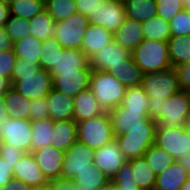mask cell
<instances>
[{"label": "cell", "instance_id": "cell-1", "mask_svg": "<svg viewBox=\"0 0 190 190\" xmlns=\"http://www.w3.org/2000/svg\"><path fill=\"white\" fill-rule=\"evenodd\" d=\"M141 86L149 97V118L155 120L161 116L162 105L166 99L180 90L174 68L143 74Z\"/></svg>", "mask_w": 190, "mask_h": 190}, {"label": "cell", "instance_id": "cell-2", "mask_svg": "<svg viewBox=\"0 0 190 190\" xmlns=\"http://www.w3.org/2000/svg\"><path fill=\"white\" fill-rule=\"evenodd\" d=\"M131 55L143 74L172 68L167 41L143 39Z\"/></svg>", "mask_w": 190, "mask_h": 190}, {"label": "cell", "instance_id": "cell-3", "mask_svg": "<svg viewBox=\"0 0 190 190\" xmlns=\"http://www.w3.org/2000/svg\"><path fill=\"white\" fill-rule=\"evenodd\" d=\"M90 89L105 112L121 105L127 87L114 75L105 71H92Z\"/></svg>", "mask_w": 190, "mask_h": 190}, {"label": "cell", "instance_id": "cell-4", "mask_svg": "<svg viewBox=\"0 0 190 190\" xmlns=\"http://www.w3.org/2000/svg\"><path fill=\"white\" fill-rule=\"evenodd\" d=\"M157 125L155 119L147 118L144 126H136L125 134L115 136L127 160L143 157L149 147L154 144Z\"/></svg>", "mask_w": 190, "mask_h": 190}, {"label": "cell", "instance_id": "cell-5", "mask_svg": "<svg viewBox=\"0 0 190 190\" xmlns=\"http://www.w3.org/2000/svg\"><path fill=\"white\" fill-rule=\"evenodd\" d=\"M76 124L77 141L85 143L91 149H99L115 138L111 117L108 112L76 122Z\"/></svg>", "mask_w": 190, "mask_h": 190}, {"label": "cell", "instance_id": "cell-6", "mask_svg": "<svg viewBox=\"0 0 190 190\" xmlns=\"http://www.w3.org/2000/svg\"><path fill=\"white\" fill-rule=\"evenodd\" d=\"M12 88L30 100L46 97L53 89L49 71L39 68L35 73L12 75Z\"/></svg>", "mask_w": 190, "mask_h": 190}, {"label": "cell", "instance_id": "cell-7", "mask_svg": "<svg viewBox=\"0 0 190 190\" xmlns=\"http://www.w3.org/2000/svg\"><path fill=\"white\" fill-rule=\"evenodd\" d=\"M130 54L128 50L113 40L103 50L89 58V67L92 71H105L112 74L121 81V68L124 64H128Z\"/></svg>", "mask_w": 190, "mask_h": 190}, {"label": "cell", "instance_id": "cell-8", "mask_svg": "<svg viewBox=\"0 0 190 190\" xmlns=\"http://www.w3.org/2000/svg\"><path fill=\"white\" fill-rule=\"evenodd\" d=\"M190 109V91L179 90L166 99L162 105L161 116L157 124L164 128H182Z\"/></svg>", "mask_w": 190, "mask_h": 190}, {"label": "cell", "instance_id": "cell-9", "mask_svg": "<svg viewBox=\"0 0 190 190\" xmlns=\"http://www.w3.org/2000/svg\"><path fill=\"white\" fill-rule=\"evenodd\" d=\"M88 25L86 16L77 12L63 21L56 22L53 37L63 48L82 50L83 36Z\"/></svg>", "mask_w": 190, "mask_h": 190}, {"label": "cell", "instance_id": "cell-10", "mask_svg": "<svg viewBox=\"0 0 190 190\" xmlns=\"http://www.w3.org/2000/svg\"><path fill=\"white\" fill-rule=\"evenodd\" d=\"M32 121L7 118L0 124V141L11 144L25 153L31 152Z\"/></svg>", "mask_w": 190, "mask_h": 190}, {"label": "cell", "instance_id": "cell-11", "mask_svg": "<svg viewBox=\"0 0 190 190\" xmlns=\"http://www.w3.org/2000/svg\"><path fill=\"white\" fill-rule=\"evenodd\" d=\"M154 145L168 152L174 160L190 152V131L182 128L168 129L157 125Z\"/></svg>", "mask_w": 190, "mask_h": 190}, {"label": "cell", "instance_id": "cell-12", "mask_svg": "<svg viewBox=\"0 0 190 190\" xmlns=\"http://www.w3.org/2000/svg\"><path fill=\"white\" fill-rule=\"evenodd\" d=\"M94 149L85 143L76 141L64 155L61 178L72 179L77 173L91 170L93 167Z\"/></svg>", "mask_w": 190, "mask_h": 190}, {"label": "cell", "instance_id": "cell-13", "mask_svg": "<svg viewBox=\"0 0 190 190\" xmlns=\"http://www.w3.org/2000/svg\"><path fill=\"white\" fill-rule=\"evenodd\" d=\"M90 24L104 27L114 33L126 19L124 4L119 0H105L96 10L86 16Z\"/></svg>", "mask_w": 190, "mask_h": 190}, {"label": "cell", "instance_id": "cell-14", "mask_svg": "<svg viewBox=\"0 0 190 190\" xmlns=\"http://www.w3.org/2000/svg\"><path fill=\"white\" fill-rule=\"evenodd\" d=\"M93 164L101 170L109 180L127 161L123 156L119 142L114 138L109 144L96 149L94 152Z\"/></svg>", "mask_w": 190, "mask_h": 190}, {"label": "cell", "instance_id": "cell-15", "mask_svg": "<svg viewBox=\"0 0 190 190\" xmlns=\"http://www.w3.org/2000/svg\"><path fill=\"white\" fill-rule=\"evenodd\" d=\"M91 73L90 68H83L77 72L51 74L53 89L74 98L81 90L90 87Z\"/></svg>", "mask_w": 190, "mask_h": 190}, {"label": "cell", "instance_id": "cell-16", "mask_svg": "<svg viewBox=\"0 0 190 190\" xmlns=\"http://www.w3.org/2000/svg\"><path fill=\"white\" fill-rule=\"evenodd\" d=\"M37 165L46 179L61 178L62 162L65 152L49 145L32 152Z\"/></svg>", "mask_w": 190, "mask_h": 190}, {"label": "cell", "instance_id": "cell-17", "mask_svg": "<svg viewBox=\"0 0 190 190\" xmlns=\"http://www.w3.org/2000/svg\"><path fill=\"white\" fill-rule=\"evenodd\" d=\"M13 176L29 186L41 185L48 182L31 152L25 153L20 158L13 169Z\"/></svg>", "mask_w": 190, "mask_h": 190}, {"label": "cell", "instance_id": "cell-18", "mask_svg": "<svg viewBox=\"0 0 190 190\" xmlns=\"http://www.w3.org/2000/svg\"><path fill=\"white\" fill-rule=\"evenodd\" d=\"M111 117L114 135H122L136 126H144V121L149 118L148 112L125 111L118 106L108 112Z\"/></svg>", "mask_w": 190, "mask_h": 190}, {"label": "cell", "instance_id": "cell-19", "mask_svg": "<svg viewBox=\"0 0 190 190\" xmlns=\"http://www.w3.org/2000/svg\"><path fill=\"white\" fill-rule=\"evenodd\" d=\"M74 121H84L105 113L89 88L81 90L74 98Z\"/></svg>", "mask_w": 190, "mask_h": 190}, {"label": "cell", "instance_id": "cell-20", "mask_svg": "<svg viewBox=\"0 0 190 190\" xmlns=\"http://www.w3.org/2000/svg\"><path fill=\"white\" fill-rule=\"evenodd\" d=\"M90 68L89 58L82 50L63 48L58 54L54 67L49 71L50 74H61L77 72L79 69Z\"/></svg>", "mask_w": 190, "mask_h": 190}, {"label": "cell", "instance_id": "cell-21", "mask_svg": "<svg viewBox=\"0 0 190 190\" xmlns=\"http://www.w3.org/2000/svg\"><path fill=\"white\" fill-rule=\"evenodd\" d=\"M113 37L114 41L131 53L144 39L142 23L126 17L123 25L113 33Z\"/></svg>", "mask_w": 190, "mask_h": 190}, {"label": "cell", "instance_id": "cell-22", "mask_svg": "<svg viewBox=\"0 0 190 190\" xmlns=\"http://www.w3.org/2000/svg\"><path fill=\"white\" fill-rule=\"evenodd\" d=\"M113 40V33L102 26L89 23L83 36L82 51L90 58L96 52L103 50Z\"/></svg>", "mask_w": 190, "mask_h": 190}, {"label": "cell", "instance_id": "cell-23", "mask_svg": "<svg viewBox=\"0 0 190 190\" xmlns=\"http://www.w3.org/2000/svg\"><path fill=\"white\" fill-rule=\"evenodd\" d=\"M49 118L53 121L74 120V102L71 96L52 89L46 96Z\"/></svg>", "mask_w": 190, "mask_h": 190}, {"label": "cell", "instance_id": "cell-24", "mask_svg": "<svg viewBox=\"0 0 190 190\" xmlns=\"http://www.w3.org/2000/svg\"><path fill=\"white\" fill-rule=\"evenodd\" d=\"M189 176L190 174L175 160L162 173L156 175L153 190H180Z\"/></svg>", "mask_w": 190, "mask_h": 190}, {"label": "cell", "instance_id": "cell-25", "mask_svg": "<svg viewBox=\"0 0 190 190\" xmlns=\"http://www.w3.org/2000/svg\"><path fill=\"white\" fill-rule=\"evenodd\" d=\"M77 141V124L74 120L54 121L51 146L66 152Z\"/></svg>", "mask_w": 190, "mask_h": 190}, {"label": "cell", "instance_id": "cell-26", "mask_svg": "<svg viewBox=\"0 0 190 190\" xmlns=\"http://www.w3.org/2000/svg\"><path fill=\"white\" fill-rule=\"evenodd\" d=\"M3 102L8 116L18 119H29L30 99H27L12 87L3 95Z\"/></svg>", "mask_w": 190, "mask_h": 190}, {"label": "cell", "instance_id": "cell-27", "mask_svg": "<svg viewBox=\"0 0 190 190\" xmlns=\"http://www.w3.org/2000/svg\"><path fill=\"white\" fill-rule=\"evenodd\" d=\"M30 35L35 39L44 41L52 38L56 31V22L49 15L46 9L42 10L34 18L30 20Z\"/></svg>", "mask_w": 190, "mask_h": 190}, {"label": "cell", "instance_id": "cell-28", "mask_svg": "<svg viewBox=\"0 0 190 190\" xmlns=\"http://www.w3.org/2000/svg\"><path fill=\"white\" fill-rule=\"evenodd\" d=\"M124 6L126 17L141 23L157 15L155 0H129Z\"/></svg>", "mask_w": 190, "mask_h": 190}, {"label": "cell", "instance_id": "cell-29", "mask_svg": "<svg viewBox=\"0 0 190 190\" xmlns=\"http://www.w3.org/2000/svg\"><path fill=\"white\" fill-rule=\"evenodd\" d=\"M42 48V41L35 39L31 35L13 42V51L17 59L26 61L39 63Z\"/></svg>", "mask_w": 190, "mask_h": 190}, {"label": "cell", "instance_id": "cell-30", "mask_svg": "<svg viewBox=\"0 0 190 190\" xmlns=\"http://www.w3.org/2000/svg\"><path fill=\"white\" fill-rule=\"evenodd\" d=\"M54 121L50 118L32 121L31 153L51 145Z\"/></svg>", "mask_w": 190, "mask_h": 190}, {"label": "cell", "instance_id": "cell-31", "mask_svg": "<svg viewBox=\"0 0 190 190\" xmlns=\"http://www.w3.org/2000/svg\"><path fill=\"white\" fill-rule=\"evenodd\" d=\"M167 43L172 68L190 62V36L171 37Z\"/></svg>", "mask_w": 190, "mask_h": 190}, {"label": "cell", "instance_id": "cell-32", "mask_svg": "<svg viewBox=\"0 0 190 190\" xmlns=\"http://www.w3.org/2000/svg\"><path fill=\"white\" fill-rule=\"evenodd\" d=\"M132 164L134 179L140 190H153L156 182V175L143 158L129 160Z\"/></svg>", "mask_w": 190, "mask_h": 190}, {"label": "cell", "instance_id": "cell-33", "mask_svg": "<svg viewBox=\"0 0 190 190\" xmlns=\"http://www.w3.org/2000/svg\"><path fill=\"white\" fill-rule=\"evenodd\" d=\"M148 101V95L139 85L127 88L120 106L125 111L148 112Z\"/></svg>", "mask_w": 190, "mask_h": 190}, {"label": "cell", "instance_id": "cell-34", "mask_svg": "<svg viewBox=\"0 0 190 190\" xmlns=\"http://www.w3.org/2000/svg\"><path fill=\"white\" fill-rule=\"evenodd\" d=\"M144 39L168 41L171 38L170 23L159 16L142 22Z\"/></svg>", "mask_w": 190, "mask_h": 190}, {"label": "cell", "instance_id": "cell-35", "mask_svg": "<svg viewBox=\"0 0 190 190\" xmlns=\"http://www.w3.org/2000/svg\"><path fill=\"white\" fill-rule=\"evenodd\" d=\"M72 180L78 184L79 190H97L109 181L108 177L95 165L91 170L77 173Z\"/></svg>", "mask_w": 190, "mask_h": 190}, {"label": "cell", "instance_id": "cell-36", "mask_svg": "<svg viewBox=\"0 0 190 190\" xmlns=\"http://www.w3.org/2000/svg\"><path fill=\"white\" fill-rule=\"evenodd\" d=\"M143 158L155 175L162 173L175 161L168 152L154 144L144 153Z\"/></svg>", "mask_w": 190, "mask_h": 190}, {"label": "cell", "instance_id": "cell-37", "mask_svg": "<svg viewBox=\"0 0 190 190\" xmlns=\"http://www.w3.org/2000/svg\"><path fill=\"white\" fill-rule=\"evenodd\" d=\"M45 9L55 22L63 21L77 13L75 0H48Z\"/></svg>", "mask_w": 190, "mask_h": 190}, {"label": "cell", "instance_id": "cell-38", "mask_svg": "<svg viewBox=\"0 0 190 190\" xmlns=\"http://www.w3.org/2000/svg\"><path fill=\"white\" fill-rule=\"evenodd\" d=\"M10 15L30 20L45 9L39 0H15L10 6Z\"/></svg>", "mask_w": 190, "mask_h": 190}, {"label": "cell", "instance_id": "cell-39", "mask_svg": "<svg viewBox=\"0 0 190 190\" xmlns=\"http://www.w3.org/2000/svg\"><path fill=\"white\" fill-rule=\"evenodd\" d=\"M42 45L39 66L44 70L50 71L56 63L58 54L62 53L63 47L54 37L42 41Z\"/></svg>", "mask_w": 190, "mask_h": 190}, {"label": "cell", "instance_id": "cell-40", "mask_svg": "<svg viewBox=\"0 0 190 190\" xmlns=\"http://www.w3.org/2000/svg\"><path fill=\"white\" fill-rule=\"evenodd\" d=\"M132 164L127 160L122 167L116 172L111 181L120 190H140L134 179Z\"/></svg>", "mask_w": 190, "mask_h": 190}, {"label": "cell", "instance_id": "cell-41", "mask_svg": "<svg viewBox=\"0 0 190 190\" xmlns=\"http://www.w3.org/2000/svg\"><path fill=\"white\" fill-rule=\"evenodd\" d=\"M30 21L18 16L10 15L5 23V30L13 42L30 35Z\"/></svg>", "mask_w": 190, "mask_h": 190}, {"label": "cell", "instance_id": "cell-42", "mask_svg": "<svg viewBox=\"0 0 190 190\" xmlns=\"http://www.w3.org/2000/svg\"><path fill=\"white\" fill-rule=\"evenodd\" d=\"M142 70L134 62L132 55L128 56V64L121 68V82L128 88L139 86L142 83Z\"/></svg>", "mask_w": 190, "mask_h": 190}, {"label": "cell", "instance_id": "cell-43", "mask_svg": "<svg viewBox=\"0 0 190 190\" xmlns=\"http://www.w3.org/2000/svg\"><path fill=\"white\" fill-rule=\"evenodd\" d=\"M171 37L190 36V12L182 9L170 22Z\"/></svg>", "mask_w": 190, "mask_h": 190}, {"label": "cell", "instance_id": "cell-44", "mask_svg": "<svg viewBox=\"0 0 190 190\" xmlns=\"http://www.w3.org/2000/svg\"><path fill=\"white\" fill-rule=\"evenodd\" d=\"M157 5V16L170 22L182 9L179 0H155Z\"/></svg>", "mask_w": 190, "mask_h": 190}, {"label": "cell", "instance_id": "cell-45", "mask_svg": "<svg viewBox=\"0 0 190 190\" xmlns=\"http://www.w3.org/2000/svg\"><path fill=\"white\" fill-rule=\"evenodd\" d=\"M49 111L46 97L31 100L29 107V120L37 121L49 118Z\"/></svg>", "mask_w": 190, "mask_h": 190}, {"label": "cell", "instance_id": "cell-46", "mask_svg": "<svg viewBox=\"0 0 190 190\" xmlns=\"http://www.w3.org/2000/svg\"><path fill=\"white\" fill-rule=\"evenodd\" d=\"M24 154L19 148L0 141V157L10 165L12 171Z\"/></svg>", "mask_w": 190, "mask_h": 190}, {"label": "cell", "instance_id": "cell-47", "mask_svg": "<svg viewBox=\"0 0 190 190\" xmlns=\"http://www.w3.org/2000/svg\"><path fill=\"white\" fill-rule=\"evenodd\" d=\"M16 60L17 57L13 49L0 51V76L6 77L11 81Z\"/></svg>", "mask_w": 190, "mask_h": 190}, {"label": "cell", "instance_id": "cell-48", "mask_svg": "<svg viewBox=\"0 0 190 190\" xmlns=\"http://www.w3.org/2000/svg\"><path fill=\"white\" fill-rule=\"evenodd\" d=\"M180 90L190 91V62L183 63L174 67Z\"/></svg>", "mask_w": 190, "mask_h": 190}, {"label": "cell", "instance_id": "cell-49", "mask_svg": "<svg viewBox=\"0 0 190 190\" xmlns=\"http://www.w3.org/2000/svg\"><path fill=\"white\" fill-rule=\"evenodd\" d=\"M39 68L38 62L17 59L12 75L35 73Z\"/></svg>", "mask_w": 190, "mask_h": 190}, {"label": "cell", "instance_id": "cell-50", "mask_svg": "<svg viewBox=\"0 0 190 190\" xmlns=\"http://www.w3.org/2000/svg\"><path fill=\"white\" fill-rule=\"evenodd\" d=\"M105 0H75L77 12L87 16L96 10Z\"/></svg>", "mask_w": 190, "mask_h": 190}, {"label": "cell", "instance_id": "cell-51", "mask_svg": "<svg viewBox=\"0 0 190 190\" xmlns=\"http://www.w3.org/2000/svg\"><path fill=\"white\" fill-rule=\"evenodd\" d=\"M51 190H79V186L72 179L57 178L50 180Z\"/></svg>", "mask_w": 190, "mask_h": 190}, {"label": "cell", "instance_id": "cell-52", "mask_svg": "<svg viewBox=\"0 0 190 190\" xmlns=\"http://www.w3.org/2000/svg\"><path fill=\"white\" fill-rule=\"evenodd\" d=\"M13 177V171L10 169V165L0 157V190L6 186Z\"/></svg>", "mask_w": 190, "mask_h": 190}, {"label": "cell", "instance_id": "cell-53", "mask_svg": "<svg viewBox=\"0 0 190 190\" xmlns=\"http://www.w3.org/2000/svg\"><path fill=\"white\" fill-rule=\"evenodd\" d=\"M13 49V41L7 34L4 27H0V51H7Z\"/></svg>", "mask_w": 190, "mask_h": 190}, {"label": "cell", "instance_id": "cell-54", "mask_svg": "<svg viewBox=\"0 0 190 190\" xmlns=\"http://www.w3.org/2000/svg\"><path fill=\"white\" fill-rule=\"evenodd\" d=\"M29 188V185L13 177L6 186L1 188V190H29Z\"/></svg>", "mask_w": 190, "mask_h": 190}, {"label": "cell", "instance_id": "cell-55", "mask_svg": "<svg viewBox=\"0 0 190 190\" xmlns=\"http://www.w3.org/2000/svg\"><path fill=\"white\" fill-rule=\"evenodd\" d=\"M10 17V7L0 0V27H4Z\"/></svg>", "mask_w": 190, "mask_h": 190}, {"label": "cell", "instance_id": "cell-56", "mask_svg": "<svg viewBox=\"0 0 190 190\" xmlns=\"http://www.w3.org/2000/svg\"><path fill=\"white\" fill-rule=\"evenodd\" d=\"M176 161L190 174V152L182 154Z\"/></svg>", "mask_w": 190, "mask_h": 190}, {"label": "cell", "instance_id": "cell-57", "mask_svg": "<svg viewBox=\"0 0 190 190\" xmlns=\"http://www.w3.org/2000/svg\"><path fill=\"white\" fill-rule=\"evenodd\" d=\"M11 87V81L6 77L0 76V96L5 95Z\"/></svg>", "mask_w": 190, "mask_h": 190}, {"label": "cell", "instance_id": "cell-58", "mask_svg": "<svg viewBox=\"0 0 190 190\" xmlns=\"http://www.w3.org/2000/svg\"><path fill=\"white\" fill-rule=\"evenodd\" d=\"M7 118H9V116L3 102V96H0V124Z\"/></svg>", "mask_w": 190, "mask_h": 190}, {"label": "cell", "instance_id": "cell-59", "mask_svg": "<svg viewBox=\"0 0 190 190\" xmlns=\"http://www.w3.org/2000/svg\"><path fill=\"white\" fill-rule=\"evenodd\" d=\"M97 190H119V188L111 180H109L106 184Z\"/></svg>", "mask_w": 190, "mask_h": 190}, {"label": "cell", "instance_id": "cell-60", "mask_svg": "<svg viewBox=\"0 0 190 190\" xmlns=\"http://www.w3.org/2000/svg\"><path fill=\"white\" fill-rule=\"evenodd\" d=\"M29 190H51L50 180L41 185L30 186Z\"/></svg>", "mask_w": 190, "mask_h": 190}, {"label": "cell", "instance_id": "cell-61", "mask_svg": "<svg viewBox=\"0 0 190 190\" xmlns=\"http://www.w3.org/2000/svg\"><path fill=\"white\" fill-rule=\"evenodd\" d=\"M184 128L186 130H189L190 131V109L186 115V118H185V124H184Z\"/></svg>", "mask_w": 190, "mask_h": 190}, {"label": "cell", "instance_id": "cell-62", "mask_svg": "<svg viewBox=\"0 0 190 190\" xmlns=\"http://www.w3.org/2000/svg\"><path fill=\"white\" fill-rule=\"evenodd\" d=\"M180 190H190V176L187 178Z\"/></svg>", "mask_w": 190, "mask_h": 190}, {"label": "cell", "instance_id": "cell-63", "mask_svg": "<svg viewBox=\"0 0 190 190\" xmlns=\"http://www.w3.org/2000/svg\"><path fill=\"white\" fill-rule=\"evenodd\" d=\"M183 9L190 12V0H187V2H184Z\"/></svg>", "mask_w": 190, "mask_h": 190}, {"label": "cell", "instance_id": "cell-64", "mask_svg": "<svg viewBox=\"0 0 190 190\" xmlns=\"http://www.w3.org/2000/svg\"><path fill=\"white\" fill-rule=\"evenodd\" d=\"M1 1L10 6L15 0H1Z\"/></svg>", "mask_w": 190, "mask_h": 190}, {"label": "cell", "instance_id": "cell-65", "mask_svg": "<svg viewBox=\"0 0 190 190\" xmlns=\"http://www.w3.org/2000/svg\"><path fill=\"white\" fill-rule=\"evenodd\" d=\"M179 2L183 5L184 2H187V0H179Z\"/></svg>", "mask_w": 190, "mask_h": 190}, {"label": "cell", "instance_id": "cell-66", "mask_svg": "<svg viewBox=\"0 0 190 190\" xmlns=\"http://www.w3.org/2000/svg\"><path fill=\"white\" fill-rule=\"evenodd\" d=\"M119 1H121V2L124 4V3H126L127 1H129V0H119Z\"/></svg>", "mask_w": 190, "mask_h": 190}, {"label": "cell", "instance_id": "cell-67", "mask_svg": "<svg viewBox=\"0 0 190 190\" xmlns=\"http://www.w3.org/2000/svg\"><path fill=\"white\" fill-rule=\"evenodd\" d=\"M41 2H43L44 4L48 1V0H39Z\"/></svg>", "mask_w": 190, "mask_h": 190}]
</instances>
